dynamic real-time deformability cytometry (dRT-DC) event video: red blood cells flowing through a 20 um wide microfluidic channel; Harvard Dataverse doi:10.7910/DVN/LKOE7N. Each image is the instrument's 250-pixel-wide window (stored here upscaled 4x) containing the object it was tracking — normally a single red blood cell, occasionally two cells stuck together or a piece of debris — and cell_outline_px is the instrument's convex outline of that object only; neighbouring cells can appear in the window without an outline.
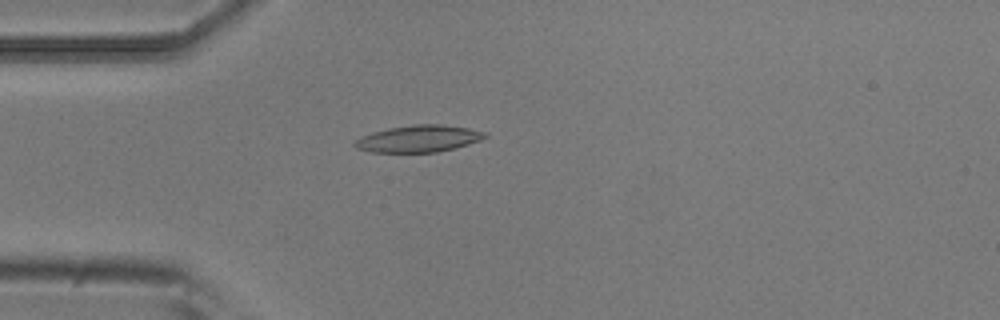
{"species": "common noctule bat (a hibernating species)", "species_latin": "Nyctalus noctula", "temperature_condition": "room temperature", "stored_images_in_passage": 4, "camera_frame_rate_fps": 3000, "um_per_image_px": 0.085, "animal": {"sex": "male", "body_mass_g": 20.5, "forearm_length_mm": 52.5}, "frame": {"image": 1, "passage_image": 4, "time_ms": 1.0, "image_size_px": [1000, 320], "cell_outline_px": [[488, 136], [480, 140], [468, 144], [436, 152], [372, 152], [356, 148], [352, 144], [360, 136], [372, 132], [388, 128], [412, 124], [440, 124], [468, 128], [488, 132]], "centroid_in_image_um": [35.57, 11.78], "position_along_channel_um": 49.4, "area_um2": 20.4}}